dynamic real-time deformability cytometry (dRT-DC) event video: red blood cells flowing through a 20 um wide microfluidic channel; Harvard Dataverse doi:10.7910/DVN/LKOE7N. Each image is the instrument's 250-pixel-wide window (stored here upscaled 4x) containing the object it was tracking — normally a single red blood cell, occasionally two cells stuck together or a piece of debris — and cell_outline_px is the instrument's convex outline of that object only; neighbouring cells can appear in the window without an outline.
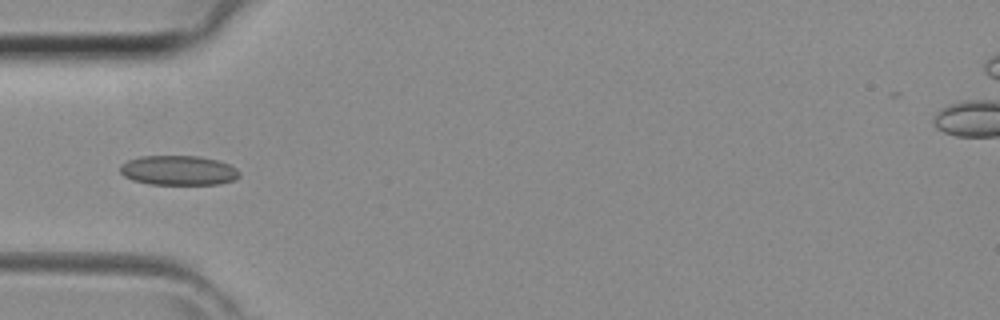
{"species": "common noctule bat (a hibernating species)", "species_latin": "Nyctalus noctula", "temperature_condition": "room temperature", "stored_images_in_passage": 5, "camera_frame_rate_fps": 3000, "um_per_image_px": 0.085, "animal": {"sex": "female", "body_mass_g": 29.2, "forearm_length_mm": 56.3}, "frame": {"image": 1, "passage_image": 1, "time_ms": 0.0, "image_size_px": [1000, 320], "cell_outline_px": [[240, 176], [236, 180], [220, 184], [148, 184], [132, 180], [124, 176], [120, 172], [120, 164], [128, 160], [140, 156], [196, 156], [216, 160], [228, 164], [236, 168], [240, 172]], "centroid_in_image_um": [15.16, 14.49], "position_along_channel_um": 69.8, "area_um2": 20.69}}
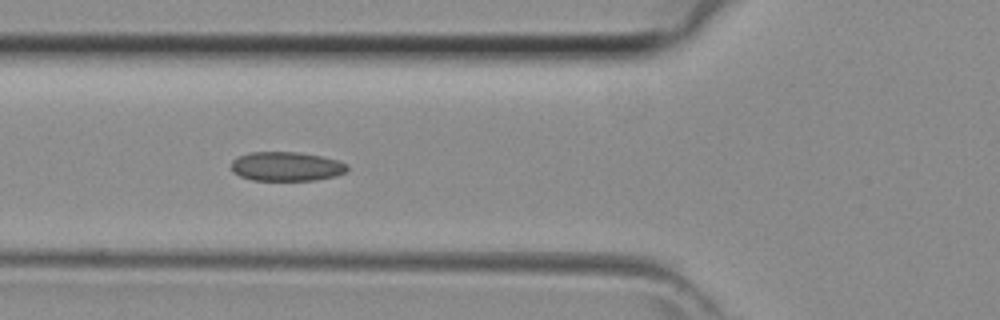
{"frame": {"image": 2, "passage_image": 3, "time_ms": 0.667, "image_size_px": [1000, 320], "cell_outline_px": [[348, 168], [344, 172], [336, 176], [316, 180], [252, 180], [240, 176], [232, 172], [232, 160], [236, 156], [248, 152], [300, 152], [340, 160], [348, 164]], "centroid_in_image_um": [24.34, 14.14], "position_along_channel_um": 101.5, "area_um2": 19.94}}
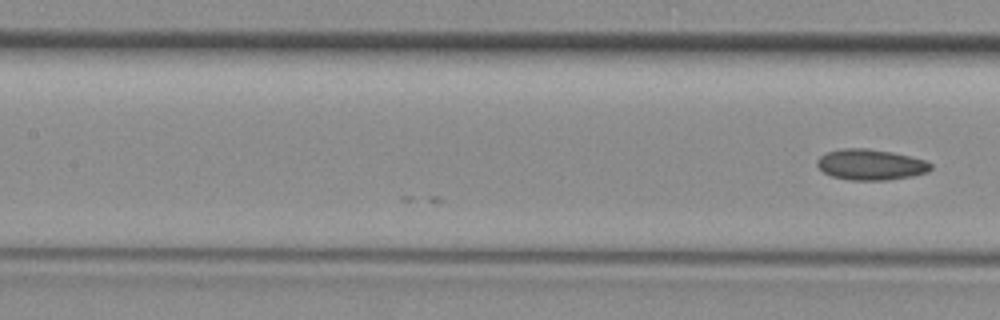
{"frame": {"image": 3, "passage_image": 5, "time_ms": 1.333, "image_size_px": [1000, 320], "cell_outline_px": [[932, 168], [928, 172], [912, 176], [888, 180], [848, 180], [832, 176], [824, 172], [816, 164], [816, 160], [824, 152], [840, 148], [868, 148], [892, 152], [924, 160], [932, 164]], "centroid_in_image_um": [73.97, 13.99], "position_along_channel_um": 133.4, "area_um2": 20.52}}